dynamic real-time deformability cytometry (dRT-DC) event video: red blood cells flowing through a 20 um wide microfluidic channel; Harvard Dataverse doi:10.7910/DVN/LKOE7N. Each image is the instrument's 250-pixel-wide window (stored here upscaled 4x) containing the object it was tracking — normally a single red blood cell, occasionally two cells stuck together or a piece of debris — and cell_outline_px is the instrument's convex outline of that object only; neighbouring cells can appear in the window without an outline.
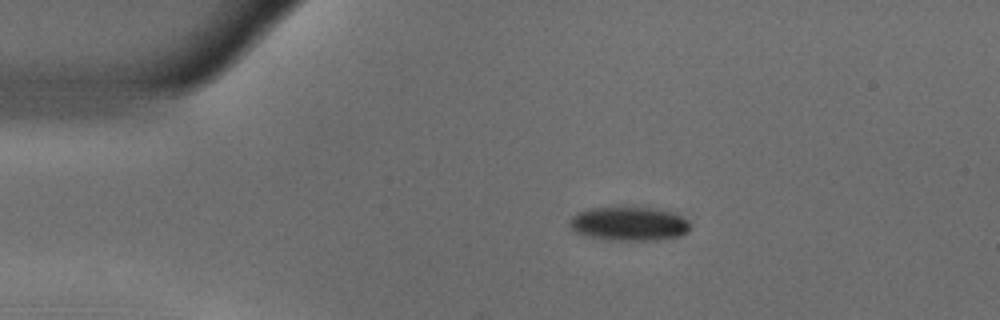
{"species": "common noctule bat (a hibernating species)", "species_latin": "Nyctalus noctula", "temperature_condition": "warm", "stored_images_in_passage": 45, "camera_frame_rate_fps": 3000, "um_per_image_px": 0.085, "animal": {"sex": "male", "body_mass_g": 18.8}, "frame": {"image": 1, "passage_image": 1, "time_ms": 0.0, "image_size_px": [1000, 320], "cell_outline_px": [[692, 228], [688, 232], [680, 236], [656, 240], [620, 240], [584, 236], [576, 232], [568, 224], [568, 220], [576, 212], [588, 208], [616, 204], [656, 208], [676, 212], [688, 220], [692, 224]], "centroid_in_image_um": [53.48, 18.96], "position_along_channel_um": 31.5, "area_um2": 25.09}}
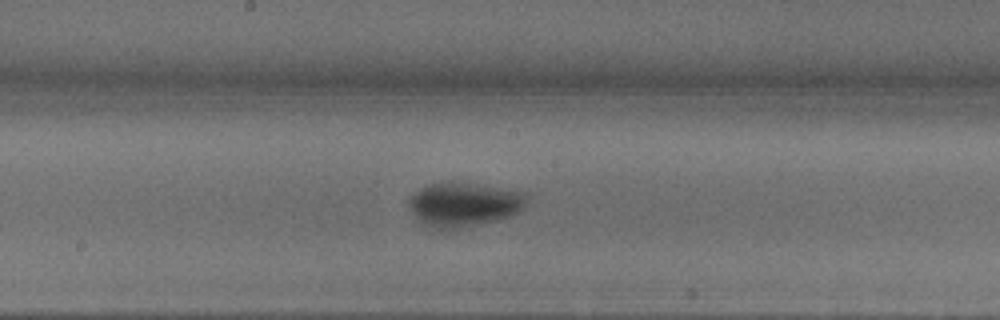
{"frame": {"image": 2, "passage_image": 19, "time_ms": 6.0, "image_size_px": [1000, 320], "cell_outline_px": [[528, 200], [524, 208], [520, 212], [496, 220], [452, 228], [428, 228], [412, 212], [408, 204], [408, 196], [420, 188], [428, 184], [448, 180], [528, 192]], "centroid_in_image_um": [39.43, 17.33], "position_along_channel_um": 208.8, "area_um2": 30.4}}
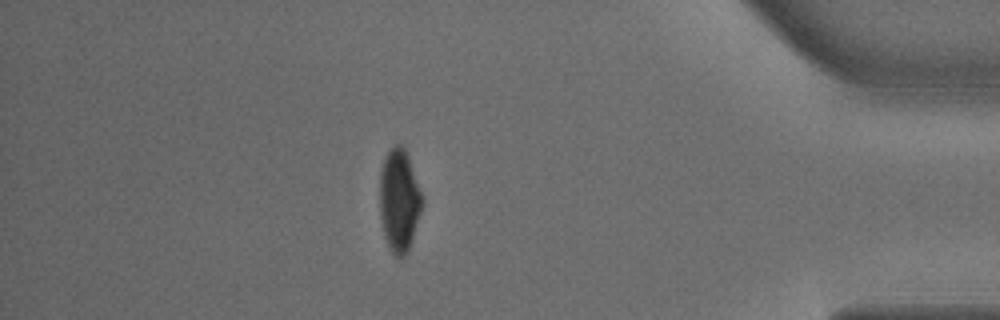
{"frame": {"image": 3, "passage_image": 38, "time_ms": 12.333, "image_size_px": [1000, 320], "cell_outline_px": [[424, 204], [408, 252], [404, 256], [396, 256], [392, 252], [384, 236], [380, 220], [380, 172], [384, 156], [396, 144], [404, 144], [424, 200]], "centroid_in_image_um": [33.94, 17.02], "position_along_channel_um": 401.3, "area_um2": 25.61}, "authors_computed_cell_mechanics": {"area_um2": 27.5128, "velocity_mm_per_s": 3.6903, "shape_relaxation_time_tau1_ms": 3.7762, "shape_relaxation_time_tau2_ms": null, "deformation_change_tau1": 0.1665, "deformation_change_tau2": null}}